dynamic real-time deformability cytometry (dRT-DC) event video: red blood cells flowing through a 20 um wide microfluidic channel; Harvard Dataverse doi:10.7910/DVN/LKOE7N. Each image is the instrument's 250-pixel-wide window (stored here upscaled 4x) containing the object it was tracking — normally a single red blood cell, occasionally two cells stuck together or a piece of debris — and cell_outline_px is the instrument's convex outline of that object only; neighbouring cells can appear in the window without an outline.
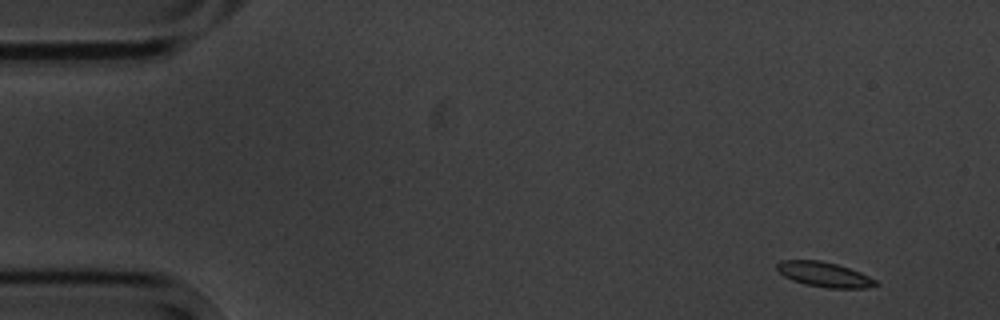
{"species": "common noctule bat (a hibernating species)", "species_latin": "Nyctalus noctula", "temperature_condition": "cold", "stored_images_in_passage": 14, "camera_frame_rate_fps": 3000, "um_per_image_px": 0.085, "animal": {"sex": "male", "body_mass_g": 20.1, "forearm_length_mm": 53.5}, "frame": {"image": 1, "passage_image": 1, "time_ms": 0.0, "image_size_px": [1000, 320], "cell_outline_px": [[880, 284], [864, 288], [828, 288], [804, 284], [792, 280], [784, 276], [776, 268], [776, 264], [780, 260], [820, 260], [836, 264], [860, 272], [876, 280]], "centroid_in_image_um": [70.04, 23.33], "position_along_channel_um": 15.0, "area_um2": 14.28}}
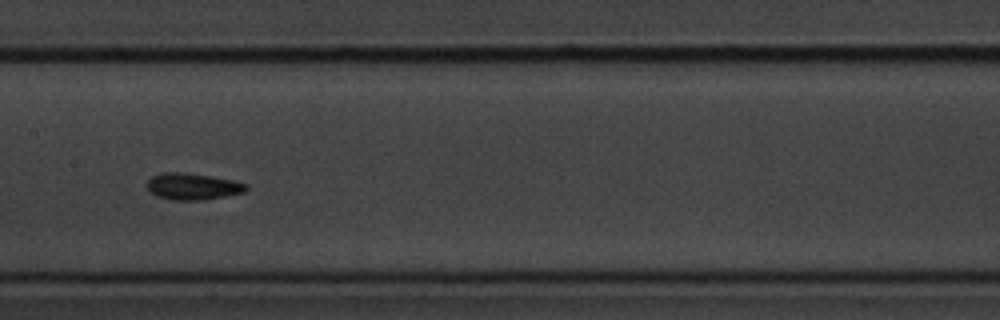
{"frame": {"image": 2, "passage_image": 7, "time_ms": 8.0, "image_size_px": [1000, 320], "cell_outline_px": [[248, 188], [244, 192], [224, 196], [200, 200], [172, 200], [156, 196], [148, 188], [148, 180], [152, 176], [164, 172], [184, 172], [212, 176], [236, 180], [248, 184]], "centroid_in_image_um": [16.41, 15.83], "position_along_channel_um": 191.0, "area_um2": 15.37}}
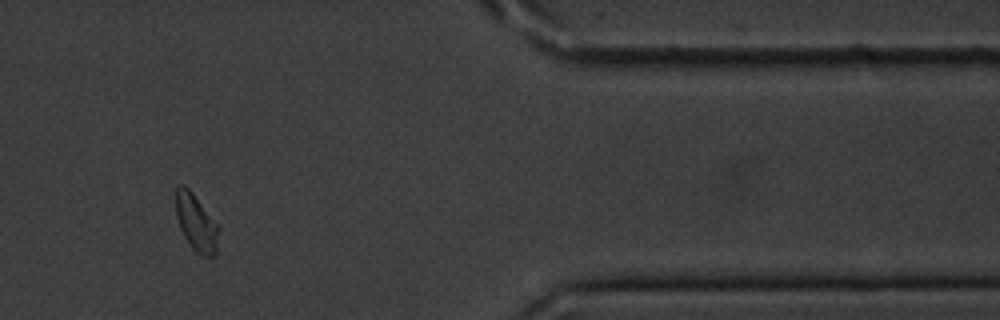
{"frame": {"image": 3, "passage_image": 12, "time_ms": 14.667, "image_size_px": [1000, 320], "cell_outline_px": [[220, 228], [216, 256], [200, 256], [192, 248], [184, 236], [180, 228], [176, 216], [176, 188], [180, 184], [184, 184], [192, 192]], "centroid_in_image_um": [16.69, 18.96], "position_along_channel_um": 394.7, "area_um2": 14.22}, "authors_computed_cell_mechanics": {"area_um2": 14.3922, "velocity_mm_per_s": 3.4967, "shape_relaxation_time_tau1_ms": 0.9368, "shape_relaxation_time_tau2_ms": 1.018, "deformation_change_tau1": 0.0735, "deformation_change_tau2": 0.0592}}